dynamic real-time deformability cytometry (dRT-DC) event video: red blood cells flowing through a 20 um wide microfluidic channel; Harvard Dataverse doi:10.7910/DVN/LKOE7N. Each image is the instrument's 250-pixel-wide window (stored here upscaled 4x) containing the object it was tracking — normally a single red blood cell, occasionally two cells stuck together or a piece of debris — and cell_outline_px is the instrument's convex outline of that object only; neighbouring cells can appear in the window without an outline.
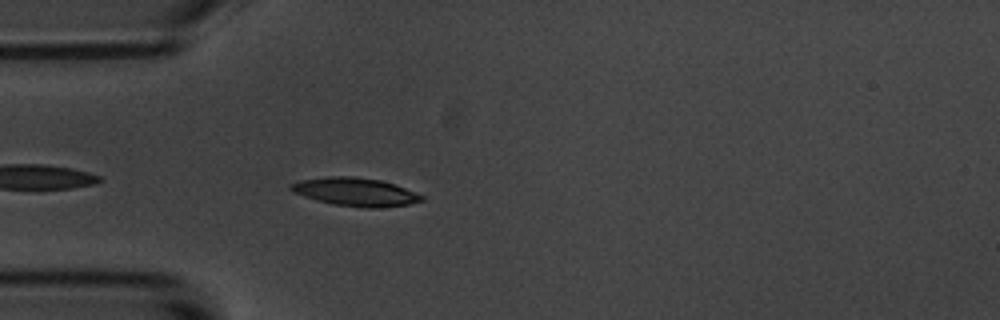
{"species": "common noctule bat (a hibernating species)", "species_latin": "Nyctalus noctula", "temperature_condition": "room temperature", "stored_images_in_passage": 43, "camera_frame_rate_fps": 3000, "um_per_image_px": 0.085, "animal": {"sex": "male", "body_mass_g": 20.1, "forearm_length_mm": 53.5}, "frame": {"image": 1, "passage_image": 3, "time_ms": 0.667, "image_size_px": [1000, 320], "cell_outline_px": [[424, 200], [408, 204], [380, 208], [364, 208], [332, 204], [316, 200], [292, 192], [288, 188], [288, 184], [300, 180], [328, 176], [352, 176], [380, 180], [404, 188], [424, 196]], "centroid_in_image_um": [30.15, 16.31], "position_along_channel_um": 54.9, "area_um2": 21.56}}
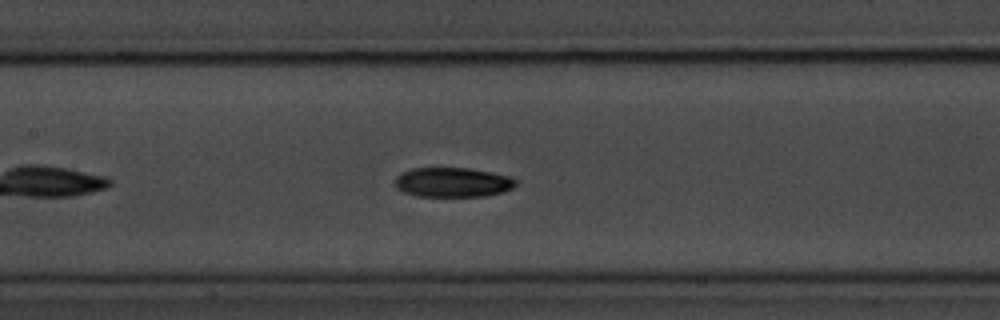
{"frame": {"image": 2, "passage_image": 13, "time_ms": 4.0, "image_size_px": [1000, 320], "cell_outline_px": [[516, 184], [512, 188], [504, 192], [484, 196], [416, 196], [404, 192], [396, 188], [396, 176], [400, 172], [412, 168], [472, 168], [492, 172], [508, 176], [516, 180]], "centroid_in_image_um": [38.47, 15.49], "position_along_channel_um": 168.9, "area_um2": 20.92}}
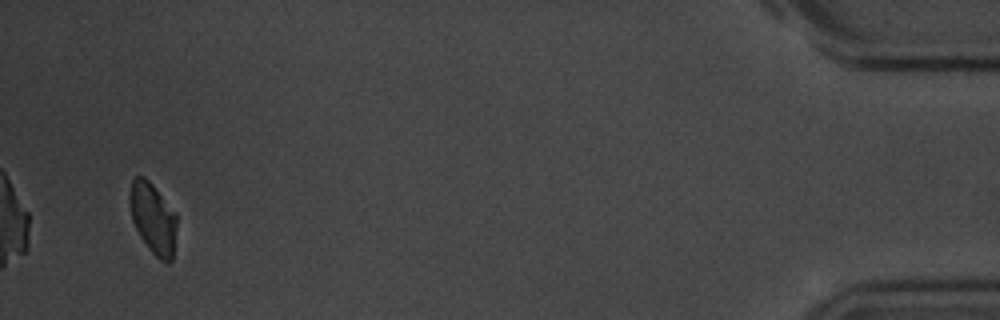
{"frame": {"image": 3, "passage_image": 41, "time_ms": 13.333, "image_size_px": [1000, 320], "cell_outline_px": [[176, 228], [172, 260], [168, 264], [160, 260], [148, 248], [140, 236], [132, 220], [128, 200], [128, 192], [132, 180], [136, 176], [144, 176], [152, 184], [176, 212]], "centroid_in_image_um": [12.99, 18.54], "position_along_channel_um": 422.2, "area_um2": 19.59}, "authors_computed_cell_mechanics": {"area_um2": 20.808, "velocity_mm_per_s": 3.5809, "shape_relaxation_time_tau1_ms": 2.7018, "shape_relaxation_time_tau2_ms": 10.8506, "deformation_change_tau1": 0.1346, "deformation_change_tau2": 0.1258}}